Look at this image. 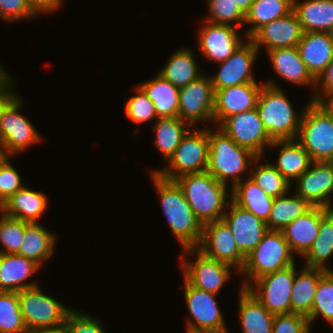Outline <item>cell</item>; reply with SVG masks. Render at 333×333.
<instances>
[{
    "label": "cell",
    "mask_w": 333,
    "mask_h": 333,
    "mask_svg": "<svg viewBox=\"0 0 333 333\" xmlns=\"http://www.w3.org/2000/svg\"><path fill=\"white\" fill-rule=\"evenodd\" d=\"M202 225L222 220L230 201L226 184L209 172L188 173L174 179ZM225 208V209H224Z\"/></svg>",
    "instance_id": "cell-2"
},
{
    "label": "cell",
    "mask_w": 333,
    "mask_h": 333,
    "mask_svg": "<svg viewBox=\"0 0 333 333\" xmlns=\"http://www.w3.org/2000/svg\"><path fill=\"white\" fill-rule=\"evenodd\" d=\"M322 316L333 325V271H327L319 280L311 314L307 317L310 324Z\"/></svg>",
    "instance_id": "cell-41"
},
{
    "label": "cell",
    "mask_w": 333,
    "mask_h": 333,
    "mask_svg": "<svg viewBox=\"0 0 333 333\" xmlns=\"http://www.w3.org/2000/svg\"><path fill=\"white\" fill-rule=\"evenodd\" d=\"M55 241H57L55 235L38 222L28 223L24 231V240L17 254L32 259L41 266L42 262L53 255Z\"/></svg>",
    "instance_id": "cell-34"
},
{
    "label": "cell",
    "mask_w": 333,
    "mask_h": 333,
    "mask_svg": "<svg viewBox=\"0 0 333 333\" xmlns=\"http://www.w3.org/2000/svg\"><path fill=\"white\" fill-rule=\"evenodd\" d=\"M26 333H64L63 328H55V329H32L27 330Z\"/></svg>",
    "instance_id": "cell-55"
},
{
    "label": "cell",
    "mask_w": 333,
    "mask_h": 333,
    "mask_svg": "<svg viewBox=\"0 0 333 333\" xmlns=\"http://www.w3.org/2000/svg\"><path fill=\"white\" fill-rule=\"evenodd\" d=\"M271 64L283 79L298 85H311L316 87V79L308 71L302 61L297 46L290 48H277L267 51Z\"/></svg>",
    "instance_id": "cell-26"
},
{
    "label": "cell",
    "mask_w": 333,
    "mask_h": 333,
    "mask_svg": "<svg viewBox=\"0 0 333 333\" xmlns=\"http://www.w3.org/2000/svg\"><path fill=\"white\" fill-rule=\"evenodd\" d=\"M281 147L277 162L272 164L291 184L296 181L310 166L309 153L297 139L273 140L269 147Z\"/></svg>",
    "instance_id": "cell-28"
},
{
    "label": "cell",
    "mask_w": 333,
    "mask_h": 333,
    "mask_svg": "<svg viewBox=\"0 0 333 333\" xmlns=\"http://www.w3.org/2000/svg\"><path fill=\"white\" fill-rule=\"evenodd\" d=\"M296 194L311 206L331 207L333 193V162H312L297 179Z\"/></svg>",
    "instance_id": "cell-17"
},
{
    "label": "cell",
    "mask_w": 333,
    "mask_h": 333,
    "mask_svg": "<svg viewBox=\"0 0 333 333\" xmlns=\"http://www.w3.org/2000/svg\"><path fill=\"white\" fill-rule=\"evenodd\" d=\"M235 5L246 15L254 0H233Z\"/></svg>",
    "instance_id": "cell-54"
},
{
    "label": "cell",
    "mask_w": 333,
    "mask_h": 333,
    "mask_svg": "<svg viewBox=\"0 0 333 333\" xmlns=\"http://www.w3.org/2000/svg\"><path fill=\"white\" fill-rule=\"evenodd\" d=\"M237 145L261 157L273 140L264 128L256 108L225 118L218 126Z\"/></svg>",
    "instance_id": "cell-12"
},
{
    "label": "cell",
    "mask_w": 333,
    "mask_h": 333,
    "mask_svg": "<svg viewBox=\"0 0 333 333\" xmlns=\"http://www.w3.org/2000/svg\"><path fill=\"white\" fill-rule=\"evenodd\" d=\"M303 33L304 31L296 13L292 11L288 15L264 25L250 40L258 50L262 46L269 51L277 48L297 46Z\"/></svg>",
    "instance_id": "cell-20"
},
{
    "label": "cell",
    "mask_w": 333,
    "mask_h": 333,
    "mask_svg": "<svg viewBox=\"0 0 333 333\" xmlns=\"http://www.w3.org/2000/svg\"><path fill=\"white\" fill-rule=\"evenodd\" d=\"M297 140L312 162H333V116L309 101L303 111Z\"/></svg>",
    "instance_id": "cell-6"
},
{
    "label": "cell",
    "mask_w": 333,
    "mask_h": 333,
    "mask_svg": "<svg viewBox=\"0 0 333 333\" xmlns=\"http://www.w3.org/2000/svg\"><path fill=\"white\" fill-rule=\"evenodd\" d=\"M256 109L272 140L297 139L303 112H294L287 95L274 82L263 83Z\"/></svg>",
    "instance_id": "cell-3"
},
{
    "label": "cell",
    "mask_w": 333,
    "mask_h": 333,
    "mask_svg": "<svg viewBox=\"0 0 333 333\" xmlns=\"http://www.w3.org/2000/svg\"><path fill=\"white\" fill-rule=\"evenodd\" d=\"M292 264H295L293 252L285 240L283 232L268 229L261 242L246 257L240 274L243 273L247 279L242 280L241 288L247 289L251 285V281L254 282Z\"/></svg>",
    "instance_id": "cell-5"
},
{
    "label": "cell",
    "mask_w": 333,
    "mask_h": 333,
    "mask_svg": "<svg viewBox=\"0 0 333 333\" xmlns=\"http://www.w3.org/2000/svg\"><path fill=\"white\" fill-rule=\"evenodd\" d=\"M63 331L64 333H106L98 320L73 309L67 315Z\"/></svg>",
    "instance_id": "cell-45"
},
{
    "label": "cell",
    "mask_w": 333,
    "mask_h": 333,
    "mask_svg": "<svg viewBox=\"0 0 333 333\" xmlns=\"http://www.w3.org/2000/svg\"><path fill=\"white\" fill-rule=\"evenodd\" d=\"M292 11L293 0H254L245 15V24L252 25L245 32L246 39H250L264 25Z\"/></svg>",
    "instance_id": "cell-35"
},
{
    "label": "cell",
    "mask_w": 333,
    "mask_h": 333,
    "mask_svg": "<svg viewBox=\"0 0 333 333\" xmlns=\"http://www.w3.org/2000/svg\"><path fill=\"white\" fill-rule=\"evenodd\" d=\"M297 49L308 71L317 79L333 59V33L304 32Z\"/></svg>",
    "instance_id": "cell-23"
},
{
    "label": "cell",
    "mask_w": 333,
    "mask_h": 333,
    "mask_svg": "<svg viewBox=\"0 0 333 333\" xmlns=\"http://www.w3.org/2000/svg\"><path fill=\"white\" fill-rule=\"evenodd\" d=\"M204 24L198 33L199 47L208 60L223 62L244 43L235 26L206 21Z\"/></svg>",
    "instance_id": "cell-19"
},
{
    "label": "cell",
    "mask_w": 333,
    "mask_h": 333,
    "mask_svg": "<svg viewBox=\"0 0 333 333\" xmlns=\"http://www.w3.org/2000/svg\"><path fill=\"white\" fill-rule=\"evenodd\" d=\"M9 158L10 156L0 165V206L24 186Z\"/></svg>",
    "instance_id": "cell-47"
},
{
    "label": "cell",
    "mask_w": 333,
    "mask_h": 333,
    "mask_svg": "<svg viewBox=\"0 0 333 333\" xmlns=\"http://www.w3.org/2000/svg\"><path fill=\"white\" fill-rule=\"evenodd\" d=\"M224 213L222 220L230 228L239 251L247 257L261 242L268 230L266 223L254 216L250 211L244 210L232 200ZM230 209V210H229Z\"/></svg>",
    "instance_id": "cell-18"
},
{
    "label": "cell",
    "mask_w": 333,
    "mask_h": 333,
    "mask_svg": "<svg viewBox=\"0 0 333 333\" xmlns=\"http://www.w3.org/2000/svg\"><path fill=\"white\" fill-rule=\"evenodd\" d=\"M196 248L210 258L235 266L238 272L243 269L246 261V257L237 248L230 228L223 220L203 225L202 237Z\"/></svg>",
    "instance_id": "cell-15"
},
{
    "label": "cell",
    "mask_w": 333,
    "mask_h": 333,
    "mask_svg": "<svg viewBox=\"0 0 333 333\" xmlns=\"http://www.w3.org/2000/svg\"><path fill=\"white\" fill-rule=\"evenodd\" d=\"M296 265L292 264L254 281L247 290L273 315L291 313V289ZM256 287H253V286Z\"/></svg>",
    "instance_id": "cell-9"
},
{
    "label": "cell",
    "mask_w": 333,
    "mask_h": 333,
    "mask_svg": "<svg viewBox=\"0 0 333 333\" xmlns=\"http://www.w3.org/2000/svg\"><path fill=\"white\" fill-rule=\"evenodd\" d=\"M169 58L166 65L158 72L164 79L179 89L202 76L193 50L180 48Z\"/></svg>",
    "instance_id": "cell-33"
},
{
    "label": "cell",
    "mask_w": 333,
    "mask_h": 333,
    "mask_svg": "<svg viewBox=\"0 0 333 333\" xmlns=\"http://www.w3.org/2000/svg\"><path fill=\"white\" fill-rule=\"evenodd\" d=\"M186 333H202V332H190V331H187Z\"/></svg>",
    "instance_id": "cell-57"
},
{
    "label": "cell",
    "mask_w": 333,
    "mask_h": 333,
    "mask_svg": "<svg viewBox=\"0 0 333 333\" xmlns=\"http://www.w3.org/2000/svg\"><path fill=\"white\" fill-rule=\"evenodd\" d=\"M262 86L263 83H245L217 90L213 122L218 126L227 117L256 108Z\"/></svg>",
    "instance_id": "cell-21"
},
{
    "label": "cell",
    "mask_w": 333,
    "mask_h": 333,
    "mask_svg": "<svg viewBox=\"0 0 333 333\" xmlns=\"http://www.w3.org/2000/svg\"><path fill=\"white\" fill-rule=\"evenodd\" d=\"M209 17L204 21L213 24L241 27L245 24V14L235 5L233 0H208ZM232 23V24H231Z\"/></svg>",
    "instance_id": "cell-43"
},
{
    "label": "cell",
    "mask_w": 333,
    "mask_h": 333,
    "mask_svg": "<svg viewBox=\"0 0 333 333\" xmlns=\"http://www.w3.org/2000/svg\"><path fill=\"white\" fill-rule=\"evenodd\" d=\"M333 255V209H330L320 222V231L306 257L305 267L320 268L331 271L327 268L326 262Z\"/></svg>",
    "instance_id": "cell-38"
},
{
    "label": "cell",
    "mask_w": 333,
    "mask_h": 333,
    "mask_svg": "<svg viewBox=\"0 0 333 333\" xmlns=\"http://www.w3.org/2000/svg\"><path fill=\"white\" fill-rule=\"evenodd\" d=\"M215 91L210 77L200 76L179 89L178 117L190 126L213 121Z\"/></svg>",
    "instance_id": "cell-14"
},
{
    "label": "cell",
    "mask_w": 333,
    "mask_h": 333,
    "mask_svg": "<svg viewBox=\"0 0 333 333\" xmlns=\"http://www.w3.org/2000/svg\"><path fill=\"white\" fill-rule=\"evenodd\" d=\"M37 14L30 8L26 0H0V17L5 21L31 18Z\"/></svg>",
    "instance_id": "cell-48"
},
{
    "label": "cell",
    "mask_w": 333,
    "mask_h": 333,
    "mask_svg": "<svg viewBox=\"0 0 333 333\" xmlns=\"http://www.w3.org/2000/svg\"><path fill=\"white\" fill-rule=\"evenodd\" d=\"M293 11L304 32L333 33V0H293Z\"/></svg>",
    "instance_id": "cell-27"
},
{
    "label": "cell",
    "mask_w": 333,
    "mask_h": 333,
    "mask_svg": "<svg viewBox=\"0 0 333 333\" xmlns=\"http://www.w3.org/2000/svg\"><path fill=\"white\" fill-rule=\"evenodd\" d=\"M29 222L2 214L0 218V253L17 254L24 240L25 227Z\"/></svg>",
    "instance_id": "cell-42"
},
{
    "label": "cell",
    "mask_w": 333,
    "mask_h": 333,
    "mask_svg": "<svg viewBox=\"0 0 333 333\" xmlns=\"http://www.w3.org/2000/svg\"><path fill=\"white\" fill-rule=\"evenodd\" d=\"M48 204V199L42 192L23 186L0 206V211L9 217L37 223Z\"/></svg>",
    "instance_id": "cell-25"
},
{
    "label": "cell",
    "mask_w": 333,
    "mask_h": 333,
    "mask_svg": "<svg viewBox=\"0 0 333 333\" xmlns=\"http://www.w3.org/2000/svg\"><path fill=\"white\" fill-rule=\"evenodd\" d=\"M231 199L240 208L268 222L274 198L264 192L252 179L242 180L231 187Z\"/></svg>",
    "instance_id": "cell-30"
},
{
    "label": "cell",
    "mask_w": 333,
    "mask_h": 333,
    "mask_svg": "<svg viewBox=\"0 0 333 333\" xmlns=\"http://www.w3.org/2000/svg\"><path fill=\"white\" fill-rule=\"evenodd\" d=\"M151 176L171 232L182 248H196L202 237L203 225L186 201L182 189L174 180H166L156 172H151Z\"/></svg>",
    "instance_id": "cell-1"
},
{
    "label": "cell",
    "mask_w": 333,
    "mask_h": 333,
    "mask_svg": "<svg viewBox=\"0 0 333 333\" xmlns=\"http://www.w3.org/2000/svg\"><path fill=\"white\" fill-rule=\"evenodd\" d=\"M30 8L36 13L55 11L62 4V0H26Z\"/></svg>",
    "instance_id": "cell-50"
},
{
    "label": "cell",
    "mask_w": 333,
    "mask_h": 333,
    "mask_svg": "<svg viewBox=\"0 0 333 333\" xmlns=\"http://www.w3.org/2000/svg\"><path fill=\"white\" fill-rule=\"evenodd\" d=\"M213 129L209 128V156L206 171L226 185L231 178L233 183L231 186L234 187L242 181L241 174L248 171L250 163L257 162L261 158L237 145L221 129H216L215 132Z\"/></svg>",
    "instance_id": "cell-4"
},
{
    "label": "cell",
    "mask_w": 333,
    "mask_h": 333,
    "mask_svg": "<svg viewBox=\"0 0 333 333\" xmlns=\"http://www.w3.org/2000/svg\"><path fill=\"white\" fill-rule=\"evenodd\" d=\"M239 293L242 333H272L274 315L247 289L240 287Z\"/></svg>",
    "instance_id": "cell-29"
},
{
    "label": "cell",
    "mask_w": 333,
    "mask_h": 333,
    "mask_svg": "<svg viewBox=\"0 0 333 333\" xmlns=\"http://www.w3.org/2000/svg\"><path fill=\"white\" fill-rule=\"evenodd\" d=\"M136 95L130 97L125 105V114L133 122L141 124L157 119L153 102L148 98L144 90L138 85L135 88Z\"/></svg>",
    "instance_id": "cell-44"
},
{
    "label": "cell",
    "mask_w": 333,
    "mask_h": 333,
    "mask_svg": "<svg viewBox=\"0 0 333 333\" xmlns=\"http://www.w3.org/2000/svg\"><path fill=\"white\" fill-rule=\"evenodd\" d=\"M286 195L274 198L270 216L266 223L267 229L282 231L288 224L312 207L296 193L292 197Z\"/></svg>",
    "instance_id": "cell-37"
},
{
    "label": "cell",
    "mask_w": 333,
    "mask_h": 333,
    "mask_svg": "<svg viewBox=\"0 0 333 333\" xmlns=\"http://www.w3.org/2000/svg\"><path fill=\"white\" fill-rule=\"evenodd\" d=\"M208 156L209 128L196 130L192 133L189 130L167 161L168 165L166 166L168 167L151 172H156L166 180H174L188 173L204 172L208 166Z\"/></svg>",
    "instance_id": "cell-7"
},
{
    "label": "cell",
    "mask_w": 333,
    "mask_h": 333,
    "mask_svg": "<svg viewBox=\"0 0 333 333\" xmlns=\"http://www.w3.org/2000/svg\"><path fill=\"white\" fill-rule=\"evenodd\" d=\"M22 103V98L16 95L0 116V141L8 156L22 152L42 139L32 123L20 114Z\"/></svg>",
    "instance_id": "cell-11"
},
{
    "label": "cell",
    "mask_w": 333,
    "mask_h": 333,
    "mask_svg": "<svg viewBox=\"0 0 333 333\" xmlns=\"http://www.w3.org/2000/svg\"><path fill=\"white\" fill-rule=\"evenodd\" d=\"M8 157L6 154L3 144L0 141V165L5 161V159Z\"/></svg>",
    "instance_id": "cell-56"
},
{
    "label": "cell",
    "mask_w": 333,
    "mask_h": 333,
    "mask_svg": "<svg viewBox=\"0 0 333 333\" xmlns=\"http://www.w3.org/2000/svg\"><path fill=\"white\" fill-rule=\"evenodd\" d=\"M326 272L320 268L304 267L300 274L295 273L291 289V313L300 314L306 318L311 314L319 280Z\"/></svg>",
    "instance_id": "cell-31"
},
{
    "label": "cell",
    "mask_w": 333,
    "mask_h": 333,
    "mask_svg": "<svg viewBox=\"0 0 333 333\" xmlns=\"http://www.w3.org/2000/svg\"><path fill=\"white\" fill-rule=\"evenodd\" d=\"M309 320L300 314H276L273 318L272 333H310Z\"/></svg>",
    "instance_id": "cell-46"
},
{
    "label": "cell",
    "mask_w": 333,
    "mask_h": 333,
    "mask_svg": "<svg viewBox=\"0 0 333 333\" xmlns=\"http://www.w3.org/2000/svg\"><path fill=\"white\" fill-rule=\"evenodd\" d=\"M18 297L28 330L63 328L67 315L72 310L55 298L45 295L38 285L19 291Z\"/></svg>",
    "instance_id": "cell-8"
},
{
    "label": "cell",
    "mask_w": 333,
    "mask_h": 333,
    "mask_svg": "<svg viewBox=\"0 0 333 333\" xmlns=\"http://www.w3.org/2000/svg\"><path fill=\"white\" fill-rule=\"evenodd\" d=\"M40 265L34 260L19 254L0 253V291L19 292L25 288L37 286L35 282L24 280L37 272Z\"/></svg>",
    "instance_id": "cell-24"
},
{
    "label": "cell",
    "mask_w": 333,
    "mask_h": 333,
    "mask_svg": "<svg viewBox=\"0 0 333 333\" xmlns=\"http://www.w3.org/2000/svg\"><path fill=\"white\" fill-rule=\"evenodd\" d=\"M18 292L0 291V333H26Z\"/></svg>",
    "instance_id": "cell-39"
},
{
    "label": "cell",
    "mask_w": 333,
    "mask_h": 333,
    "mask_svg": "<svg viewBox=\"0 0 333 333\" xmlns=\"http://www.w3.org/2000/svg\"><path fill=\"white\" fill-rule=\"evenodd\" d=\"M328 97L327 101H324L322 97ZM311 101L320 106L326 113L333 116V90L326 91L323 94H314Z\"/></svg>",
    "instance_id": "cell-51"
},
{
    "label": "cell",
    "mask_w": 333,
    "mask_h": 333,
    "mask_svg": "<svg viewBox=\"0 0 333 333\" xmlns=\"http://www.w3.org/2000/svg\"><path fill=\"white\" fill-rule=\"evenodd\" d=\"M156 120L157 122L152 128L156 133L155 144L167 162L191 126L179 117L157 118Z\"/></svg>",
    "instance_id": "cell-36"
},
{
    "label": "cell",
    "mask_w": 333,
    "mask_h": 333,
    "mask_svg": "<svg viewBox=\"0 0 333 333\" xmlns=\"http://www.w3.org/2000/svg\"><path fill=\"white\" fill-rule=\"evenodd\" d=\"M329 210L325 207L312 206L282 230L293 254L297 253L304 257L308 253L319 234L321 218Z\"/></svg>",
    "instance_id": "cell-22"
},
{
    "label": "cell",
    "mask_w": 333,
    "mask_h": 333,
    "mask_svg": "<svg viewBox=\"0 0 333 333\" xmlns=\"http://www.w3.org/2000/svg\"><path fill=\"white\" fill-rule=\"evenodd\" d=\"M197 254L194 262H187L184 254ZM184 279L196 288L218 295L224 283L230 279L231 265L204 255L197 248H185L180 258Z\"/></svg>",
    "instance_id": "cell-13"
},
{
    "label": "cell",
    "mask_w": 333,
    "mask_h": 333,
    "mask_svg": "<svg viewBox=\"0 0 333 333\" xmlns=\"http://www.w3.org/2000/svg\"><path fill=\"white\" fill-rule=\"evenodd\" d=\"M247 40L229 58L218 63L221 66L219 72L210 77L215 92L231 86L257 83L251 68L259 51L250 39Z\"/></svg>",
    "instance_id": "cell-16"
},
{
    "label": "cell",
    "mask_w": 333,
    "mask_h": 333,
    "mask_svg": "<svg viewBox=\"0 0 333 333\" xmlns=\"http://www.w3.org/2000/svg\"><path fill=\"white\" fill-rule=\"evenodd\" d=\"M184 298L193 320H188L187 331L228 333L223 315L215 299L217 294L191 286L184 280Z\"/></svg>",
    "instance_id": "cell-10"
},
{
    "label": "cell",
    "mask_w": 333,
    "mask_h": 333,
    "mask_svg": "<svg viewBox=\"0 0 333 333\" xmlns=\"http://www.w3.org/2000/svg\"><path fill=\"white\" fill-rule=\"evenodd\" d=\"M12 83L14 82L12 81L2 92H0V116L5 106L17 95L15 92L13 93L11 90L13 89L11 88V86L12 87L14 86L12 85Z\"/></svg>",
    "instance_id": "cell-52"
},
{
    "label": "cell",
    "mask_w": 333,
    "mask_h": 333,
    "mask_svg": "<svg viewBox=\"0 0 333 333\" xmlns=\"http://www.w3.org/2000/svg\"><path fill=\"white\" fill-rule=\"evenodd\" d=\"M315 89H318L314 90L315 94H319L320 92L323 94L326 91L333 90V59L325 68V70L317 77Z\"/></svg>",
    "instance_id": "cell-49"
},
{
    "label": "cell",
    "mask_w": 333,
    "mask_h": 333,
    "mask_svg": "<svg viewBox=\"0 0 333 333\" xmlns=\"http://www.w3.org/2000/svg\"><path fill=\"white\" fill-rule=\"evenodd\" d=\"M155 77L139 86L153 102L158 118L178 117L179 88L159 74Z\"/></svg>",
    "instance_id": "cell-32"
},
{
    "label": "cell",
    "mask_w": 333,
    "mask_h": 333,
    "mask_svg": "<svg viewBox=\"0 0 333 333\" xmlns=\"http://www.w3.org/2000/svg\"><path fill=\"white\" fill-rule=\"evenodd\" d=\"M249 176L264 192L276 198L288 193L290 182L272 165H256Z\"/></svg>",
    "instance_id": "cell-40"
},
{
    "label": "cell",
    "mask_w": 333,
    "mask_h": 333,
    "mask_svg": "<svg viewBox=\"0 0 333 333\" xmlns=\"http://www.w3.org/2000/svg\"><path fill=\"white\" fill-rule=\"evenodd\" d=\"M1 65V64H0ZM0 66V92H2L12 81L11 75Z\"/></svg>",
    "instance_id": "cell-53"
}]
</instances>
